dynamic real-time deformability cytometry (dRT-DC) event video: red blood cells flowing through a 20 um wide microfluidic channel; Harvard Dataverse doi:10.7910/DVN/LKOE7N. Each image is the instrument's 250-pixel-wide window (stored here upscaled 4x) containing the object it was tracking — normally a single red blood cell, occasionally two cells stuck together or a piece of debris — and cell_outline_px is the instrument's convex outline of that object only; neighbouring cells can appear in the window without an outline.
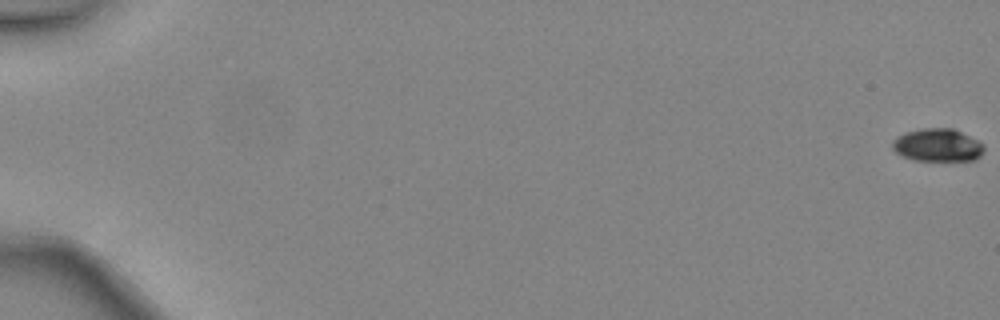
{"species": "common noctule bat (a hibernating species)", "species_latin": "Nyctalus noctula", "temperature_condition": "warm", "stored_images_in_passage": 49, "camera_frame_rate_fps": 3000, "um_per_image_px": 0.085, "animal": {"sex": "female", "body_mass_g": 24.6, "forearm_length_mm": 56.2}, "frame": {"image": 1, "passage_image": 1, "time_ms": 0.0, "image_size_px": [1000, 320], "cell_outline_px": [[984, 152], [976, 160], [912, 160], [900, 156], [892, 148], [892, 140], [896, 136], [904, 132], [920, 128], [952, 128], [984, 144]], "centroid_in_image_um": [79.65, 12.33], "position_along_channel_um": 5.4, "area_um2": 17.69}}
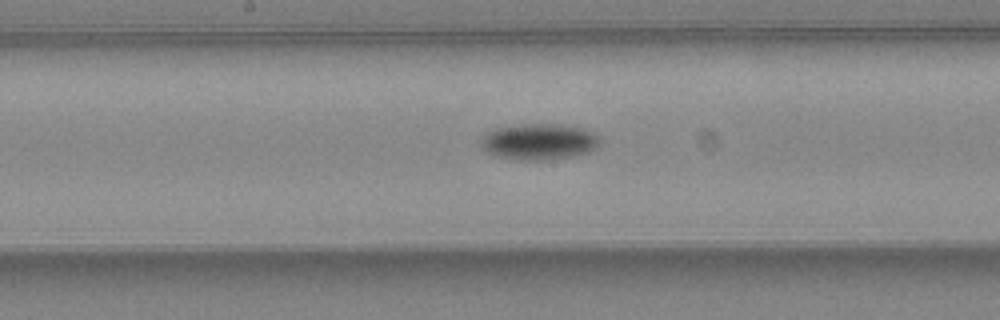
{"frame": {"image": 2, "passage_image": 28, "time_ms": 9.0, "image_size_px": [1000, 320], "cell_outline_px": [[600, 144], [596, 148], [588, 152], [572, 156], [548, 160], [516, 160], [492, 156], [480, 148], [480, 140], [484, 132], [492, 128], [524, 124], [552, 124], [584, 128], [600, 136]], "centroid_in_image_um": [45.74, 12.05], "position_along_channel_um": 202.5, "area_um2": 25.61}}
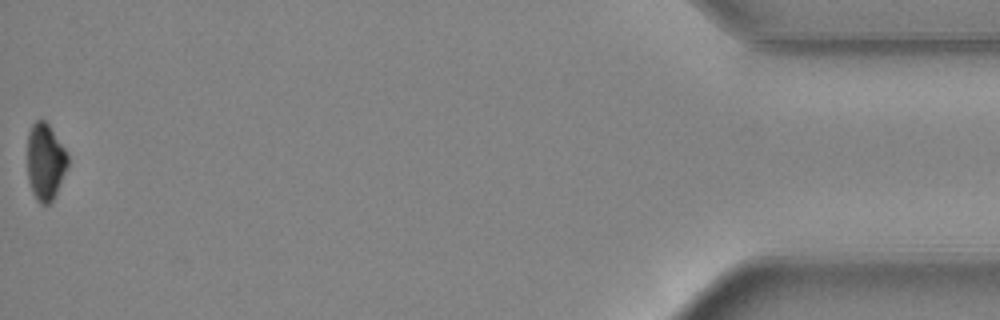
{"frame": {"image": 3, "passage_image": 49, "time_ms": 16.0, "image_size_px": [1000, 320], "cell_outline_px": [[68, 164], [56, 192], [52, 200], [48, 204], [40, 204], [36, 200], [32, 192], [28, 180], [28, 132], [32, 124], [40, 116], [48, 124], [68, 152]], "centroid_in_image_um": [3.84, 13.71], "position_along_channel_um": 431.4, "area_um2": 18.09}, "authors_computed_cell_mechanics": {"area_um2": 19.7676, "velocity_mm_per_s": 4.5147, "shape_relaxation_time_tau1_ms": 2.426, "shape_relaxation_time_tau2_ms": null, "deformation_change_tau1": 0.0965, "deformation_change_tau2": null}}